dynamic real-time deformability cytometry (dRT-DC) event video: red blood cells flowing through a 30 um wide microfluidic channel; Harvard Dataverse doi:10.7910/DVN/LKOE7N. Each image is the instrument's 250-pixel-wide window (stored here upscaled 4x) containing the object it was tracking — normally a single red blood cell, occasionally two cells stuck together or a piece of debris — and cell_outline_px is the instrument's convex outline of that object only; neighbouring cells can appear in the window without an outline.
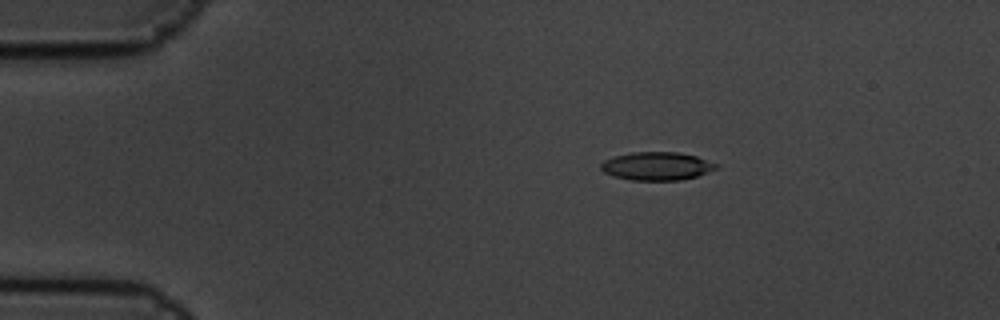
{"species": "common noctule bat (a hibernating species)", "species_latin": "Nyctalus noctula", "temperature_condition": "cold", "stored_images_in_passage": 4, "camera_frame_rate_fps": 3000, "um_per_image_px": 0.085, "animal": {"sex": "male", "body_mass_g": 19.5, "forearm_length_mm": 54.6}, "frame": {"image": 1, "passage_image": 2, "time_ms": 0.333, "image_size_px": [1000, 320], "cell_outline_px": [[720, 168], [696, 176], [680, 180], [632, 180], [612, 176], [604, 172], [600, 168], [600, 164], [604, 160], [616, 156], [632, 152], [676, 152], [696, 156], [720, 164]], "centroid_in_image_um": [55.85, 14.12], "position_along_channel_um": 29.1, "area_um2": 19.02}}